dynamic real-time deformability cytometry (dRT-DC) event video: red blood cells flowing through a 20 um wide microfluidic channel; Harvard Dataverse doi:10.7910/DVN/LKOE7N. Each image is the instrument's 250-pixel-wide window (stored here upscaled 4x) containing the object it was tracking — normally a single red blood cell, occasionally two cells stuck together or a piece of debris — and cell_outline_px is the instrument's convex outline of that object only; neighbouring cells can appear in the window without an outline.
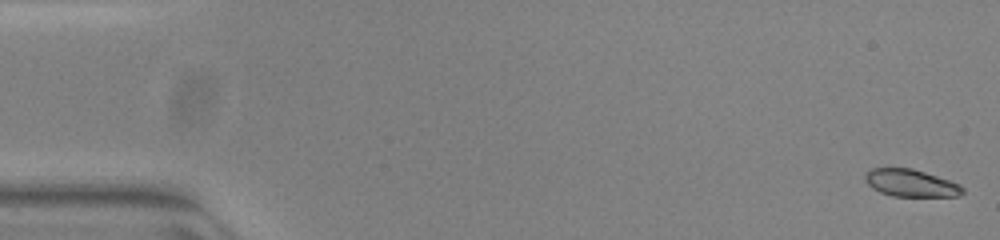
{"species": "common noctule bat (a hibernating species)", "species_latin": "Nyctalus noctula", "temperature_condition": "warm", "stored_images_in_passage": 53, "camera_frame_rate_fps": 3000, "um_per_image_px": 0.085, "animal": {"sex": "female", "body_mass_g": 23.0, "forearm_length_mm": 53.4}, "frame": {"image": 1, "passage_image": 1, "time_ms": 0.0, "image_size_px": [1000, 240], "cell_outline_px": [[964, 192], [956, 196], [892, 196], [880, 192], [872, 188], [864, 180], [864, 172], [872, 168], [912, 168], [960, 184], [964, 188]], "centroid_in_image_um": [77.37, 15.55], "position_along_channel_um": 7.6, "area_um2": 15.49}}
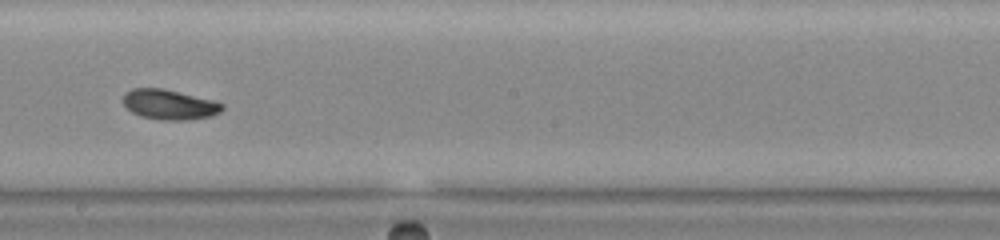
{"frame": {"image": 2, "passage_image": 30, "time_ms": 9.667, "image_size_px": [1000, 240], "cell_outline_px": [[224, 108], [220, 112], [212, 116], [188, 120], [160, 120], [140, 116], [132, 112], [124, 104], [124, 92], [132, 88], [164, 88], [212, 100], [224, 104]], "centroid_in_image_um": [14.4, 8.89], "position_along_channel_um": 233.8, "area_um2": 17.4}}
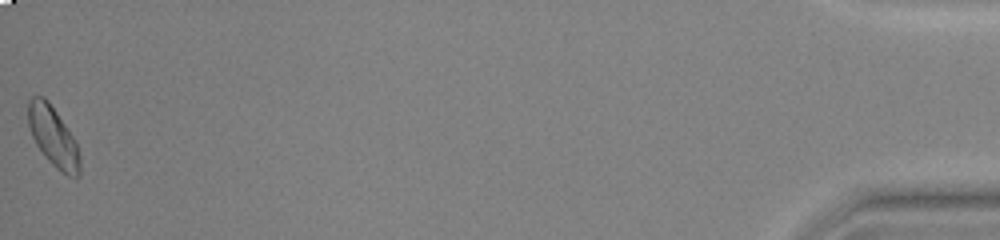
{"frame": {"image": 3, "passage_image": 53, "time_ms": 17.333, "image_size_px": [1000, 240], "cell_outline_px": [[80, 176], [68, 176], [56, 168], [48, 160], [36, 144], [32, 136], [28, 124], [28, 100], [32, 96], [44, 96], [48, 100], [76, 140], [80, 156]], "centroid_in_image_um": [4.53, 11.6], "position_along_channel_um": 430.7, "area_um2": 18.09}, "authors_computed_cell_mechanics": {"area_um2": 16.9354, "velocity_mm_per_s": 3.8841, "shape_relaxation_time_tau1_ms": 5.6592, "shape_relaxation_time_tau2_ms": 6.4192, "deformation_change_tau1": 0.166, "deformation_change_tau2": 0.0942}}